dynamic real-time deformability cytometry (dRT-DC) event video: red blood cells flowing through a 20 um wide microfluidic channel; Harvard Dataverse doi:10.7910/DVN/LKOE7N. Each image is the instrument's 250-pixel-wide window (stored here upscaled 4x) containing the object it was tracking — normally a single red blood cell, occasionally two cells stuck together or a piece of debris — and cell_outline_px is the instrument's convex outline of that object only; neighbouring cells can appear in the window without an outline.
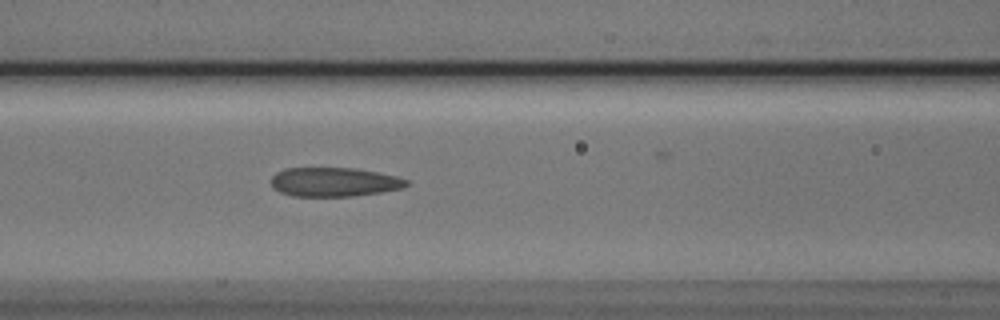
{"species": "Egyptian fruit bat (a non-hibernating species)", "species_latin": "Rousettus aegyptiacus", "temperature_condition": "cold", "stored_images_in_passage": 6, "segment_of_instrument_passage": [1, 2], "camera_frame_rate_fps": 3000, "um_per_image_px": 0.085, "animal": {"sex": "male"}, "frame": {"image": 1, "passage_image": 5, "time_ms": 1.333, "image_size_px": [1000, 320], "cell_outline_px": [[408, 184], [404, 188], [380, 192], [352, 196], [292, 196], [280, 192], [272, 188], [272, 176], [276, 172], [284, 168], [352, 168], [376, 172], [396, 176], [408, 180]], "centroid_in_image_um": [28.38, 15.47], "position_along_channel_um": 138.2, "area_um2": 22.89}}